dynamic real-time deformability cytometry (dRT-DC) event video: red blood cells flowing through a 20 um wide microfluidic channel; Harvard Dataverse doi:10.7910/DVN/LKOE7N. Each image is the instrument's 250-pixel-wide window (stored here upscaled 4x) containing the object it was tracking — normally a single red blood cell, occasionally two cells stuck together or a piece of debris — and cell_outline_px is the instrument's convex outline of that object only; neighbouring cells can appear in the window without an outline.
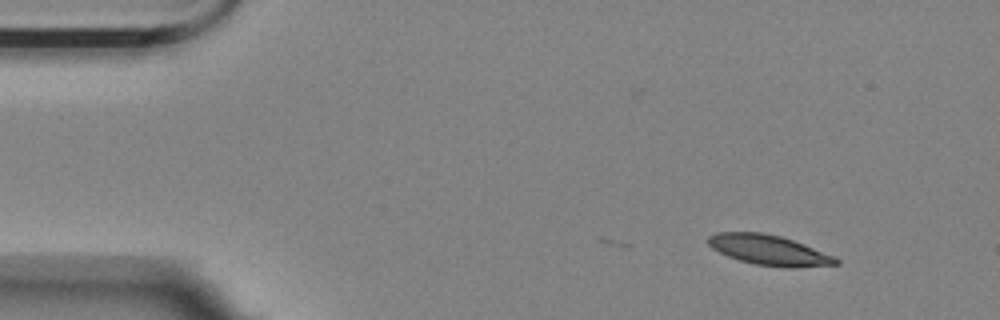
{"species": "Egyptian fruit bat (a non-hibernating species)", "species_latin": "Rousettus aegyptiacus", "temperature_condition": "room temperature", "stored_images_in_passage": 5, "camera_frame_rate_fps": 3000, "um_per_image_px": 0.085, "animal": {"sex": "female"}, "frame": {"image": 1, "passage_image": 2, "time_ms": 0.333, "image_size_px": [1000, 320], "cell_outline_px": [[840, 264], [796, 268], [784, 268], [756, 264], [740, 260], [728, 256], [712, 248], [708, 244], [708, 236], [716, 232], [764, 232], [780, 236], [804, 244], [836, 256], [840, 260]], "centroid_in_image_um": [65.41, 21.26], "position_along_channel_um": 19.6, "area_um2": 22.6}}
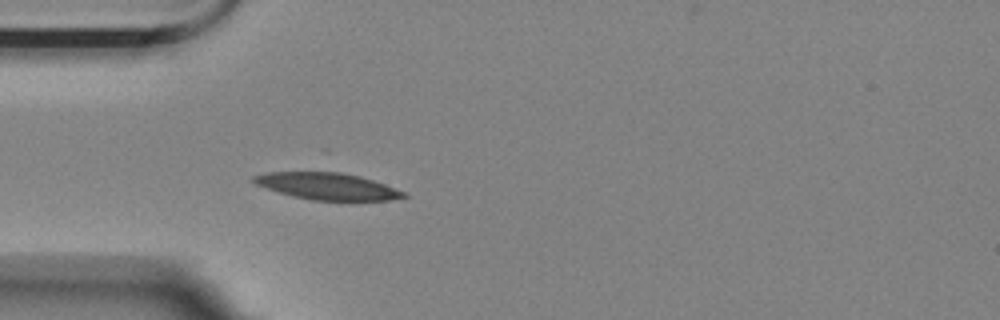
{"frame": {"image": 2, "passage_image": 5, "time_ms": 1.333, "image_size_px": [1000, 320], "cell_outline_px": [[408, 196], [392, 200], [312, 200], [292, 196], [256, 184], [252, 180], [252, 176], [268, 172], [340, 172], [360, 176], [408, 192]], "centroid_in_image_um": [27.87, 15.83], "position_along_channel_um": 57.1, "area_um2": 23.24}}